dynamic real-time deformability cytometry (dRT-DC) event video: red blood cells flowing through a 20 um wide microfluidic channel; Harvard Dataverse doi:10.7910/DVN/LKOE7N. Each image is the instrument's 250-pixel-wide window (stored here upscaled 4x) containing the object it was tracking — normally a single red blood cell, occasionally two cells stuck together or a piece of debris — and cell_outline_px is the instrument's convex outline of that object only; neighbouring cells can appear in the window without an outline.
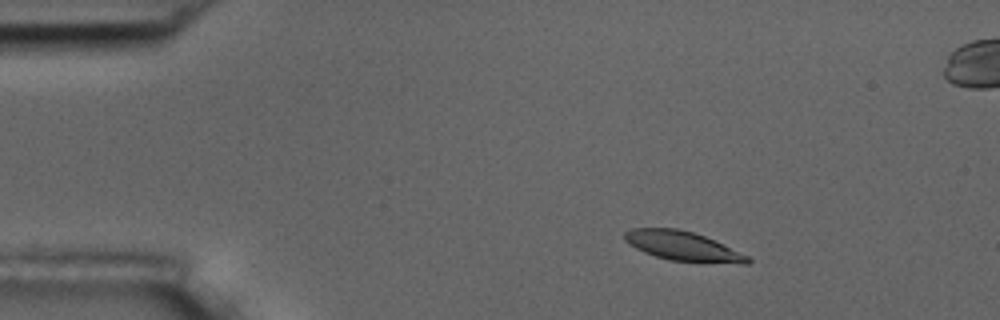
{"species": "common noctule bat (a hibernating species)", "species_latin": "Nyctalus noctula", "temperature_condition": "room temperature", "stored_images_in_passage": 5, "camera_frame_rate_fps": 3000, "um_per_image_px": 0.085, "animal": {"sex": "male", "body_mass_g": 17.5, "forearm_length_mm": 52.3}, "frame": {"image": 1, "passage_image": 2, "time_ms": 1.0, "image_size_px": [1000, 320], "cell_outline_px": [[752, 260], [748, 264], [740, 264], [668, 260], [644, 252], [628, 244], [624, 240], [624, 232], [632, 228], [676, 228], [692, 232], [704, 236], [748, 256]], "centroid_in_image_um": [58.01, 20.92], "position_along_channel_um": 27.0, "area_um2": 20.87}}